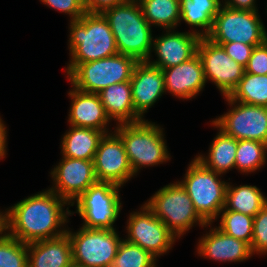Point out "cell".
I'll return each mask as SVG.
<instances>
[{
  "instance_id": "obj_1",
  "label": "cell",
  "mask_w": 267,
  "mask_h": 267,
  "mask_svg": "<svg viewBox=\"0 0 267 267\" xmlns=\"http://www.w3.org/2000/svg\"><path fill=\"white\" fill-rule=\"evenodd\" d=\"M66 205L70 204L49 189L17 202L8 208L9 235L26 244L64 235L67 229L61 226L71 216Z\"/></svg>"
},
{
  "instance_id": "obj_2",
  "label": "cell",
  "mask_w": 267,
  "mask_h": 267,
  "mask_svg": "<svg viewBox=\"0 0 267 267\" xmlns=\"http://www.w3.org/2000/svg\"><path fill=\"white\" fill-rule=\"evenodd\" d=\"M114 35L119 54L138 62L151 59L153 36L151 25L144 18L138 2H124L103 13Z\"/></svg>"
},
{
  "instance_id": "obj_3",
  "label": "cell",
  "mask_w": 267,
  "mask_h": 267,
  "mask_svg": "<svg viewBox=\"0 0 267 267\" xmlns=\"http://www.w3.org/2000/svg\"><path fill=\"white\" fill-rule=\"evenodd\" d=\"M69 63H86L118 54L114 35L102 13L86 12L69 25Z\"/></svg>"
},
{
  "instance_id": "obj_4",
  "label": "cell",
  "mask_w": 267,
  "mask_h": 267,
  "mask_svg": "<svg viewBox=\"0 0 267 267\" xmlns=\"http://www.w3.org/2000/svg\"><path fill=\"white\" fill-rule=\"evenodd\" d=\"M114 131L123 141L134 175L142 166L160 165L171 159L163 128L155 125V122L144 119L135 123H122Z\"/></svg>"
},
{
  "instance_id": "obj_5",
  "label": "cell",
  "mask_w": 267,
  "mask_h": 267,
  "mask_svg": "<svg viewBox=\"0 0 267 267\" xmlns=\"http://www.w3.org/2000/svg\"><path fill=\"white\" fill-rule=\"evenodd\" d=\"M138 61L127 55L116 54L86 63H69L66 67L71 86L89 93H99L111 84L131 80Z\"/></svg>"
},
{
  "instance_id": "obj_6",
  "label": "cell",
  "mask_w": 267,
  "mask_h": 267,
  "mask_svg": "<svg viewBox=\"0 0 267 267\" xmlns=\"http://www.w3.org/2000/svg\"><path fill=\"white\" fill-rule=\"evenodd\" d=\"M220 175L194 158L187 168L184 180L178 181L206 223H213L225 206L228 182L219 179Z\"/></svg>"
},
{
  "instance_id": "obj_7",
  "label": "cell",
  "mask_w": 267,
  "mask_h": 267,
  "mask_svg": "<svg viewBox=\"0 0 267 267\" xmlns=\"http://www.w3.org/2000/svg\"><path fill=\"white\" fill-rule=\"evenodd\" d=\"M145 204L177 239L190 230L194 223L203 228H211L212 223H206L199 216L192 200L178 181L160 188Z\"/></svg>"
},
{
  "instance_id": "obj_8",
  "label": "cell",
  "mask_w": 267,
  "mask_h": 267,
  "mask_svg": "<svg viewBox=\"0 0 267 267\" xmlns=\"http://www.w3.org/2000/svg\"><path fill=\"white\" fill-rule=\"evenodd\" d=\"M122 186L112 182L97 181L82 193L70 206L76 203V212L82 217V227L115 229L113 224L117 220L122 208L119 189Z\"/></svg>"
},
{
  "instance_id": "obj_9",
  "label": "cell",
  "mask_w": 267,
  "mask_h": 267,
  "mask_svg": "<svg viewBox=\"0 0 267 267\" xmlns=\"http://www.w3.org/2000/svg\"><path fill=\"white\" fill-rule=\"evenodd\" d=\"M259 17L258 11L234 10L222 5L206 37L214 43L260 45L267 39V31Z\"/></svg>"
},
{
  "instance_id": "obj_10",
  "label": "cell",
  "mask_w": 267,
  "mask_h": 267,
  "mask_svg": "<svg viewBox=\"0 0 267 267\" xmlns=\"http://www.w3.org/2000/svg\"><path fill=\"white\" fill-rule=\"evenodd\" d=\"M73 264L82 267H110L122 239L116 229L81 227L77 232L67 229Z\"/></svg>"
},
{
  "instance_id": "obj_11",
  "label": "cell",
  "mask_w": 267,
  "mask_h": 267,
  "mask_svg": "<svg viewBox=\"0 0 267 267\" xmlns=\"http://www.w3.org/2000/svg\"><path fill=\"white\" fill-rule=\"evenodd\" d=\"M233 108L211 123L236 140H254L267 144V107L244 104L225 96Z\"/></svg>"
},
{
  "instance_id": "obj_12",
  "label": "cell",
  "mask_w": 267,
  "mask_h": 267,
  "mask_svg": "<svg viewBox=\"0 0 267 267\" xmlns=\"http://www.w3.org/2000/svg\"><path fill=\"white\" fill-rule=\"evenodd\" d=\"M140 211L130 213L126 241L140 246L156 259L169 252L177 237L144 203Z\"/></svg>"
},
{
  "instance_id": "obj_13",
  "label": "cell",
  "mask_w": 267,
  "mask_h": 267,
  "mask_svg": "<svg viewBox=\"0 0 267 267\" xmlns=\"http://www.w3.org/2000/svg\"><path fill=\"white\" fill-rule=\"evenodd\" d=\"M206 82L216 85L222 96H229L244 76L245 67L233 60L222 45L216 44L207 37H201L197 45Z\"/></svg>"
},
{
  "instance_id": "obj_14",
  "label": "cell",
  "mask_w": 267,
  "mask_h": 267,
  "mask_svg": "<svg viewBox=\"0 0 267 267\" xmlns=\"http://www.w3.org/2000/svg\"><path fill=\"white\" fill-rule=\"evenodd\" d=\"M93 161L97 181L123 186L135 176L123 141L115 131L101 138Z\"/></svg>"
},
{
  "instance_id": "obj_15",
  "label": "cell",
  "mask_w": 267,
  "mask_h": 267,
  "mask_svg": "<svg viewBox=\"0 0 267 267\" xmlns=\"http://www.w3.org/2000/svg\"><path fill=\"white\" fill-rule=\"evenodd\" d=\"M53 186L49 190L70 205L91 185L97 182L93 160H81L62 156L50 172Z\"/></svg>"
},
{
  "instance_id": "obj_16",
  "label": "cell",
  "mask_w": 267,
  "mask_h": 267,
  "mask_svg": "<svg viewBox=\"0 0 267 267\" xmlns=\"http://www.w3.org/2000/svg\"><path fill=\"white\" fill-rule=\"evenodd\" d=\"M200 36L194 32L166 30V34L153 37L152 52L156 60L147 62L160 69H167L191 59L197 53Z\"/></svg>"
},
{
  "instance_id": "obj_17",
  "label": "cell",
  "mask_w": 267,
  "mask_h": 267,
  "mask_svg": "<svg viewBox=\"0 0 267 267\" xmlns=\"http://www.w3.org/2000/svg\"><path fill=\"white\" fill-rule=\"evenodd\" d=\"M130 83L134 109L142 118L162 94H166L162 69L147 61L136 64Z\"/></svg>"
},
{
  "instance_id": "obj_18",
  "label": "cell",
  "mask_w": 267,
  "mask_h": 267,
  "mask_svg": "<svg viewBox=\"0 0 267 267\" xmlns=\"http://www.w3.org/2000/svg\"><path fill=\"white\" fill-rule=\"evenodd\" d=\"M162 71L165 91L180 99L194 98L205 87L203 65L197 53L191 59Z\"/></svg>"
},
{
  "instance_id": "obj_19",
  "label": "cell",
  "mask_w": 267,
  "mask_h": 267,
  "mask_svg": "<svg viewBox=\"0 0 267 267\" xmlns=\"http://www.w3.org/2000/svg\"><path fill=\"white\" fill-rule=\"evenodd\" d=\"M197 253L203 258L224 263L243 262L253 255L247 242L224 233L217 226L199 239Z\"/></svg>"
},
{
  "instance_id": "obj_20",
  "label": "cell",
  "mask_w": 267,
  "mask_h": 267,
  "mask_svg": "<svg viewBox=\"0 0 267 267\" xmlns=\"http://www.w3.org/2000/svg\"><path fill=\"white\" fill-rule=\"evenodd\" d=\"M68 122L72 126L85 127L108 133L110 118L107 116L98 93L83 92L72 87ZM108 124V125H107Z\"/></svg>"
},
{
  "instance_id": "obj_21",
  "label": "cell",
  "mask_w": 267,
  "mask_h": 267,
  "mask_svg": "<svg viewBox=\"0 0 267 267\" xmlns=\"http://www.w3.org/2000/svg\"><path fill=\"white\" fill-rule=\"evenodd\" d=\"M28 267H69L73 264L72 245L67 233L27 244Z\"/></svg>"
},
{
  "instance_id": "obj_22",
  "label": "cell",
  "mask_w": 267,
  "mask_h": 267,
  "mask_svg": "<svg viewBox=\"0 0 267 267\" xmlns=\"http://www.w3.org/2000/svg\"><path fill=\"white\" fill-rule=\"evenodd\" d=\"M110 120L135 123L144 120L134 109L130 81L111 84L98 93Z\"/></svg>"
},
{
  "instance_id": "obj_23",
  "label": "cell",
  "mask_w": 267,
  "mask_h": 267,
  "mask_svg": "<svg viewBox=\"0 0 267 267\" xmlns=\"http://www.w3.org/2000/svg\"><path fill=\"white\" fill-rule=\"evenodd\" d=\"M70 127L69 131L62 137L60 145L62 156L81 160H94L99 142L105 133L91 128L72 125Z\"/></svg>"
},
{
  "instance_id": "obj_24",
  "label": "cell",
  "mask_w": 267,
  "mask_h": 267,
  "mask_svg": "<svg viewBox=\"0 0 267 267\" xmlns=\"http://www.w3.org/2000/svg\"><path fill=\"white\" fill-rule=\"evenodd\" d=\"M220 0H180V22L184 21L189 26L201 28L191 30L200 37H206L212 27L214 17L222 6Z\"/></svg>"
},
{
  "instance_id": "obj_25",
  "label": "cell",
  "mask_w": 267,
  "mask_h": 267,
  "mask_svg": "<svg viewBox=\"0 0 267 267\" xmlns=\"http://www.w3.org/2000/svg\"><path fill=\"white\" fill-rule=\"evenodd\" d=\"M216 137L212 141L207 156L197 155L195 158L206 168L222 174L235 168L237 140L222 130L218 129Z\"/></svg>"
},
{
  "instance_id": "obj_26",
  "label": "cell",
  "mask_w": 267,
  "mask_h": 267,
  "mask_svg": "<svg viewBox=\"0 0 267 267\" xmlns=\"http://www.w3.org/2000/svg\"><path fill=\"white\" fill-rule=\"evenodd\" d=\"M267 204V197L260 189L252 185L233 187L227 184L225 206L226 210L236 211L254 217Z\"/></svg>"
},
{
  "instance_id": "obj_27",
  "label": "cell",
  "mask_w": 267,
  "mask_h": 267,
  "mask_svg": "<svg viewBox=\"0 0 267 267\" xmlns=\"http://www.w3.org/2000/svg\"><path fill=\"white\" fill-rule=\"evenodd\" d=\"M139 4L151 26L168 30L180 24V0H142Z\"/></svg>"
},
{
  "instance_id": "obj_28",
  "label": "cell",
  "mask_w": 267,
  "mask_h": 267,
  "mask_svg": "<svg viewBox=\"0 0 267 267\" xmlns=\"http://www.w3.org/2000/svg\"><path fill=\"white\" fill-rule=\"evenodd\" d=\"M229 97L244 104L267 107V75L245 72Z\"/></svg>"
},
{
  "instance_id": "obj_29",
  "label": "cell",
  "mask_w": 267,
  "mask_h": 267,
  "mask_svg": "<svg viewBox=\"0 0 267 267\" xmlns=\"http://www.w3.org/2000/svg\"><path fill=\"white\" fill-rule=\"evenodd\" d=\"M267 144L254 140H237L235 168L241 173H253L264 166Z\"/></svg>"
},
{
  "instance_id": "obj_30",
  "label": "cell",
  "mask_w": 267,
  "mask_h": 267,
  "mask_svg": "<svg viewBox=\"0 0 267 267\" xmlns=\"http://www.w3.org/2000/svg\"><path fill=\"white\" fill-rule=\"evenodd\" d=\"M222 213V215H221ZM218 228L224 233L251 245L254 217L223 208Z\"/></svg>"
},
{
  "instance_id": "obj_31",
  "label": "cell",
  "mask_w": 267,
  "mask_h": 267,
  "mask_svg": "<svg viewBox=\"0 0 267 267\" xmlns=\"http://www.w3.org/2000/svg\"><path fill=\"white\" fill-rule=\"evenodd\" d=\"M157 259L140 246L122 239L110 267H156Z\"/></svg>"
},
{
  "instance_id": "obj_32",
  "label": "cell",
  "mask_w": 267,
  "mask_h": 267,
  "mask_svg": "<svg viewBox=\"0 0 267 267\" xmlns=\"http://www.w3.org/2000/svg\"><path fill=\"white\" fill-rule=\"evenodd\" d=\"M27 244L10 236L0 239V267H28Z\"/></svg>"
},
{
  "instance_id": "obj_33",
  "label": "cell",
  "mask_w": 267,
  "mask_h": 267,
  "mask_svg": "<svg viewBox=\"0 0 267 267\" xmlns=\"http://www.w3.org/2000/svg\"><path fill=\"white\" fill-rule=\"evenodd\" d=\"M252 254H267V204L254 216Z\"/></svg>"
},
{
  "instance_id": "obj_34",
  "label": "cell",
  "mask_w": 267,
  "mask_h": 267,
  "mask_svg": "<svg viewBox=\"0 0 267 267\" xmlns=\"http://www.w3.org/2000/svg\"><path fill=\"white\" fill-rule=\"evenodd\" d=\"M50 8L68 14L70 21L80 19L85 13L84 0H40Z\"/></svg>"
},
{
  "instance_id": "obj_35",
  "label": "cell",
  "mask_w": 267,
  "mask_h": 267,
  "mask_svg": "<svg viewBox=\"0 0 267 267\" xmlns=\"http://www.w3.org/2000/svg\"><path fill=\"white\" fill-rule=\"evenodd\" d=\"M245 72L255 75H267V39L262 44L254 47L245 67Z\"/></svg>"
},
{
  "instance_id": "obj_36",
  "label": "cell",
  "mask_w": 267,
  "mask_h": 267,
  "mask_svg": "<svg viewBox=\"0 0 267 267\" xmlns=\"http://www.w3.org/2000/svg\"><path fill=\"white\" fill-rule=\"evenodd\" d=\"M222 45L226 53L238 64L246 67L255 46L242 42L216 43Z\"/></svg>"
},
{
  "instance_id": "obj_37",
  "label": "cell",
  "mask_w": 267,
  "mask_h": 267,
  "mask_svg": "<svg viewBox=\"0 0 267 267\" xmlns=\"http://www.w3.org/2000/svg\"><path fill=\"white\" fill-rule=\"evenodd\" d=\"M125 0H84L86 12L103 13L105 10L124 3Z\"/></svg>"
},
{
  "instance_id": "obj_38",
  "label": "cell",
  "mask_w": 267,
  "mask_h": 267,
  "mask_svg": "<svg viewBox=\"0 0 267 267\" xmlns=\"http://www.w3.org/2000/svg\"><path fill=\"white\" fill-rule=\"evenodd\" d=\"M222 0V5L234 9V10H250V11H258L256 7V0Z\"/></svg>"
},
{
  "instance_id": "obj_39",
  "label": "cell",
  "mask_w": 267,
  "mask_h": 267,
  "mask_svg": "<svg viewBox=\"0 0 267 267\" xmlns=\"http://www.w3.org/2000/svg\"><path fill=\"white\" fill-rule=\"evenodd\" d=\"M7 130L6 126L3 123V120L0 118V159L5 158L6 156V142H7Z\"/></svg>"
},
{
  "instance_id": "obj_40",
  "label": "cell",
  "mask_w": 267,
  "mask_h": 267,
  "mask_svg": "<svg viewBox=\"0 0 267 267\" xmlns=\"http://www.w3.org/2000/svg\"><path fill=\"white\" fill-rule=\"evenodd\" d=\"M6 210L5 212H0V239L9 234L7 232L9 231V209Z\"/></svg>"
},
{
  "instance_id": "obj_41",
  "label": "cell",
  "mask_w": 267,
  "mask_h": 267,
  "mask_svg": "<svg viewBox=\"0 0 267 267\" xmlns=\"http://www.w3.org/2000/svg\"><path fill=\"white\" fill-rule=\"evenodd\" d=\"M126 2H138L140 3L142 0H125Z\"/></svg>"
},
{
  "instance_id": "obj_42",
  "label": "cell",
  "mask_w": 267,
  "mask_h": 267,
  "mask_svg": "<svg viewBox=\"0 0 267 267\" xmlns=\"http://www.w3.org/2000/svg\"><path fill=\"white\" fill-rule=\"evenodd\" d=\"M69 267H82V266H78V265L72 264V265L69 266Z\"/></svg>"
}]
</instances>
